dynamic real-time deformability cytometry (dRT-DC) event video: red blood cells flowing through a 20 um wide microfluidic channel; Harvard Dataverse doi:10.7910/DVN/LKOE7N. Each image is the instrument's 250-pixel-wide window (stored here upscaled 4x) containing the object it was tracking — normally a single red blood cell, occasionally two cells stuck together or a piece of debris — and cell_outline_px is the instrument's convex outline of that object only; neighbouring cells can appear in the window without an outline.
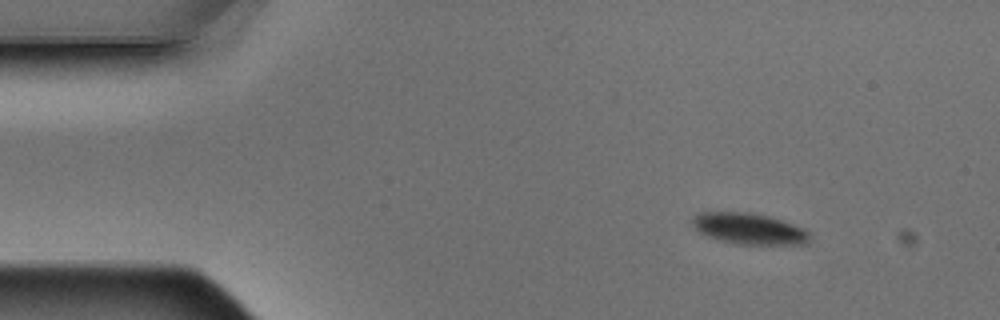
{"species": "Egyptian fruit bat (a non-hibernating species)", "species_latin": "Rousettus aegyptiacus", "temperature_condition": "warm", "stored_images_in_passage": 4, "camera_frame_rate_fps": 3000, "um_per_image_px": 0.085, "animal": {"sex": "male"}, "frame": {"image": 1, "passage_image": 1, "time_ms": 0.0, "image_size_px": [1000, 320], "cell_outline_px": [[812, 240], [808, 244], [736, 244], [720, 240], [708, 236], [700, 232], [692, 224], [692, 220], [700, 212], [748, 212], [768, 216], [784, 220], [804, 228], [812, 236]], "centroid_in_image_um": [63.75, 19.44], "position_along_channel_um": 21.3, "area_um2": 21.33}}
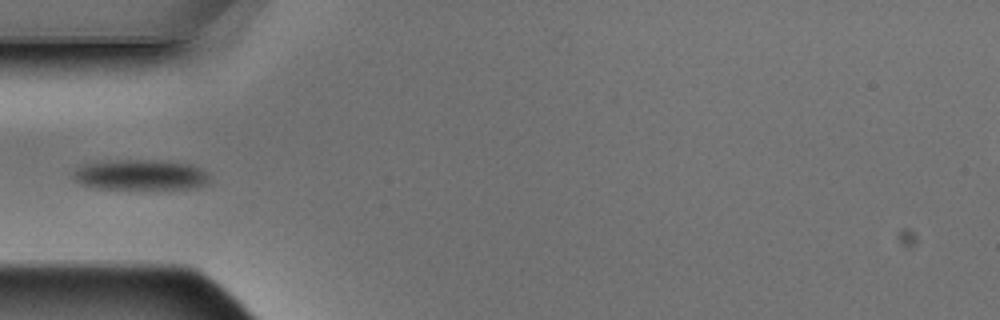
{"frame": {"image": 2, "passage_image": 4, "time_ms": 1.0, "image_size_px": [1000, 320], "cell_outline_px": [[212, 184], [196, 188], [96, 188], [80, 184], [72, 180], [72, 172], [76, 168], [84, 164], [108, 160], [144, 160], [188, 164], [200, 168], [208, 172], [212, 180]], "centroid_in_image_um": [11.95, 14.87], "position_along_channel_um": 73.1, "area_um2": 24.33}}